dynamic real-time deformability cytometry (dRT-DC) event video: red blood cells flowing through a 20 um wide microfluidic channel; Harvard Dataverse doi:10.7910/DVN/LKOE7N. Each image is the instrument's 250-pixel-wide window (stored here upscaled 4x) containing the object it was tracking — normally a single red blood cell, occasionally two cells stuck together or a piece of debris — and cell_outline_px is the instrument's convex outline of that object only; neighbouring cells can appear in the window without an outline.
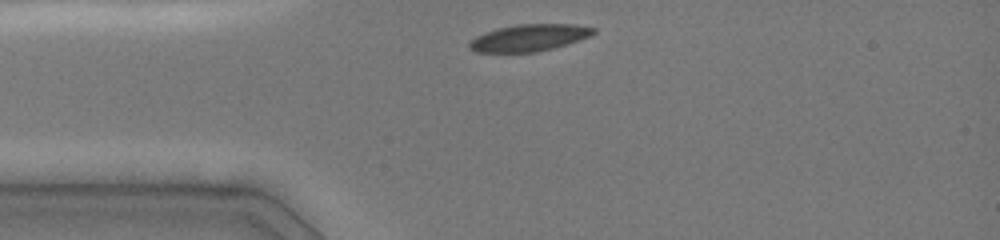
{"species": "common noctule bat (a hibernating species)", "species_latin": "Nyctalus noctula", "temperature_condition": "cold", "stored_images_in_passage": 13, "camera_frame_rate_fps": 3000, "um_per_image_px": 0.085, "animal": {"sex": "female", "body_mass_g": 19.0, "forearm_length_mm": 51.5}, "frame": {"image": 1, "passage_image": 1, "time_ms": 0.0, "image_size_px": [1000, 240], "cell_outline_px": [[596, 32], [592, 36], [568, 44], [536, 52], [476, 52], [468, 48], [468, 44], [476, 36], [484, 32], [516, 24], [572, 24], [596, 28]], "centroid_in_image_um": [45.0, 3.21], "position_along_channel_um": 40.0, "area_um2": 19.48}}